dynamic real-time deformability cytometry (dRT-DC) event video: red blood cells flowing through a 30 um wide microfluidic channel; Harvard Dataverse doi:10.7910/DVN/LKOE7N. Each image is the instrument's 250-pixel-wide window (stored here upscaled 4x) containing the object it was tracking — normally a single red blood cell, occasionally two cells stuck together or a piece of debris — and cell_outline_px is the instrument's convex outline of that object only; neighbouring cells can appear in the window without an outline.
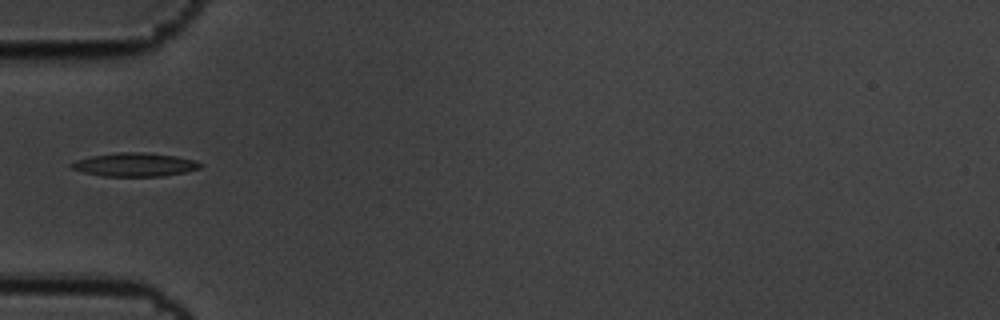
{"species": "common noctule bat (a hibernating species)", "species_latin": "Nyctalus noctula", "temperature_condition": "cold", "stored_images_in_passage": 9, "camera_frame_rate_fps": 3000, "um_per_image_px": 0.085, "animal": {"sex": "male", "body_mass_g": 19.5, "forearm_length_mm": 54.6}, "frame": {"image": 1, "passage_image": 6, "time_ms": 1.667, "image_size_px": [1000, 320], "cell_outline_px": [[204, 164], [200, 168], [184, 172], [160, 176], [104, 176], [84, 172], [72, 168], [68, 164], [76, 160], [92, 156], [116, 152], [144, 152], [176, 156], [196, 160]], "centroid_in_image_um": [11.47, 13.98], "position_along_channel_um": 73.5, "area_um2": 17.63}}
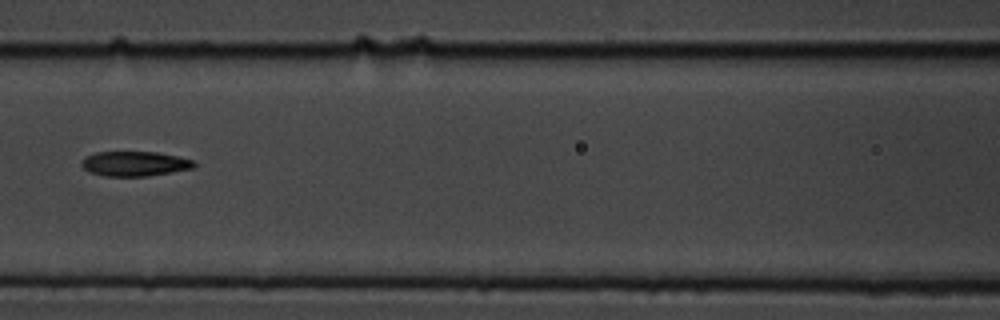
{"frame": {"image": 2, "passage_image": 8, "time_ms": 2.333, "image_size_px": [1000, 320], "cell_outline_px": [[196, 164], [192, 168], [172, 172], [148, 176], [104, 176], [92, 172], [84, 168], [80, 164], [80, 160], [84, 156], [96, 152], [156, 152], [176, 156], [192, 160]], "centroid_in_image_um": [11.4, 13.91], "position_along_channel_um": 155.2, "area_um2": 16.18}}
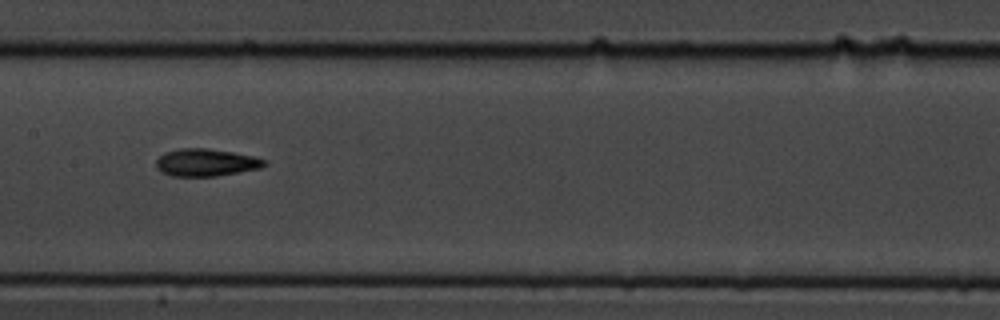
{"frame": {"image": 3, "passage_image": 9, "time_ms": 2.667, "image_size_px": [1000, 320], "cell_outline_px": [[268, 164], [260, 168], [240, 172], [216, 176], [172, 176], [156, 168], [156, 160], [164, 152], [180, 148], [208, 148], [232, 152], [252, 156], [268, 160]], "centroid_in_image_um": [17.53, 13.81], "position_along_channel_um": 189.9, "area_um2": 17.34}}